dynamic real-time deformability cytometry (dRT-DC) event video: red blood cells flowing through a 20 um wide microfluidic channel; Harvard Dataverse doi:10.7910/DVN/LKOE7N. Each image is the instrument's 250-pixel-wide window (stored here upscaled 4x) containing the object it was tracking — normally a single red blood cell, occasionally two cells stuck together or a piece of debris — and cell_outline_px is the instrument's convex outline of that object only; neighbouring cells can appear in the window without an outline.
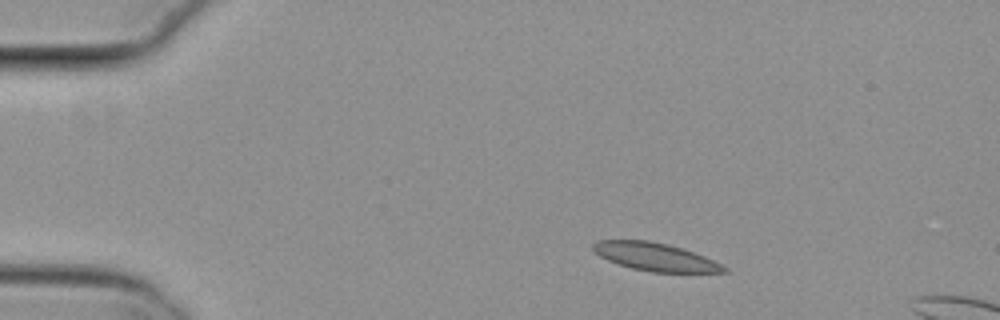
{"species": "common noctule bat (a hibernating species)", "species_latin": "Nyctalus noctula", "temperature_condition": "cold", "stored_images_in_passage": 3, "camera_frame_rate_fps": 3000, "um_per_image_px": 0.085, "animal": {"sex": "female", "body_mass_g": 29.2, "forearm_length_mm": 56.3}, "frame": {"image": 1, "passage_image": 1, "time_ms": 0.0, "image_size_px": [1000, 320], "cell_outline_px": [[728, 272], [652, 272], [632, 268], [616, 264], [600, 256], [592, 248], [592, 244], [596, 240], [648, 240], [668, 244], [704, 256], [728, 268]], "centroid_in_image_um": [55.65, 21.83], "position_along_channel_um": 29.3, "area_um2": 21.15}}